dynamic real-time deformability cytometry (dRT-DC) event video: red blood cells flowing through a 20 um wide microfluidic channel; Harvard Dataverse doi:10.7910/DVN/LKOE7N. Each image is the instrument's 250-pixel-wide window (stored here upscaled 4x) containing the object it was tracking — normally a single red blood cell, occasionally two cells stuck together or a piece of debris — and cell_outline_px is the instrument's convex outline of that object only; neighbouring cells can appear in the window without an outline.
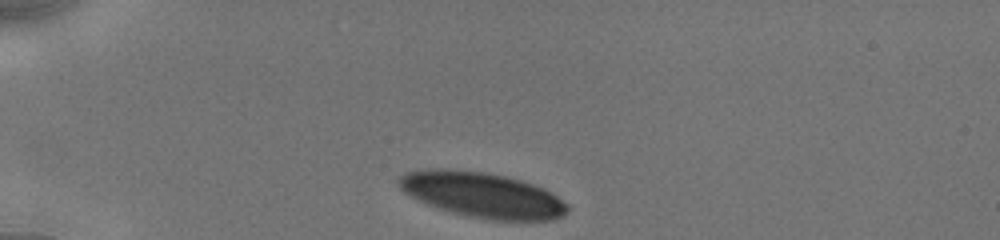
{"species": "human", "species_latin": "Homo sapiens", "temperature_condition": "cold", "stored_images_in_passage": 18, "camera_frame_rate_fps": 3000, "um_per_image_px": 0.085, "donor": {"sex": "male"}, "frame": {"image": 1, "passage_image": 1, "time_ms": 0.0, "image_size_px": [1000, 240], "cell_outline_px": [[568, 212], [552, 220], [488, 220], [468, 216], [436, 208], [404, 192], [400, 188], [396, 180], [400, 176], [408, 172], [432, 168], [440, 168], [484, 172], [504, 176], [520, 180], [544, 188], [568, 204]], "centroid_in_image_um": [40.99, 16.57], "position_along_channel_um": 44.0, "area_um2": 44.22}}
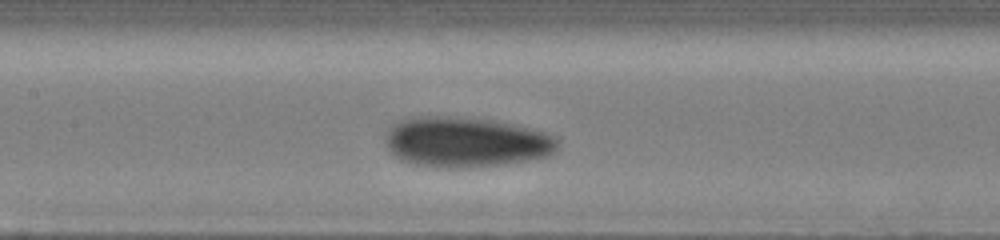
{"frame": {"image": 2, "passage_image": 12, "time_ms": 4.333, "image_size_px": [1000, 240], "cell_outline_px": [[560, 140], [556, 148], [548, 156], [508, 164], [448, 168], [436, 168], [412, 164], [400, 160], [388, 148], [384, 140], [388, 124], [400, 120], [416, 116], [460, 116], [496, 120], [532, 128], [556, 136]], "centroid_in_image_um": [39.56, 12.06], "position_along_channel_um": 167.8, "area_um2": 51.33}}
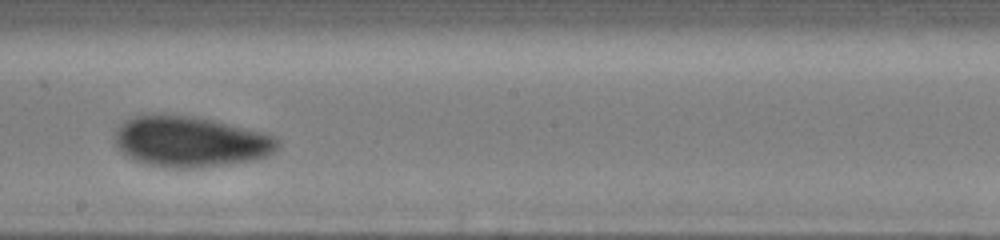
{"frame": {"image": 3, "passage_image": 16, "time_ms": 6.0, "image_size_px": [1000, 240], "cell_outline_px": [[280, 148], [268, 156], [256, 160], [200, 168], [172, 168], [148, 164], [136, 160], [128, 156], [116, 144], [116, 128], [124, 120], [132, 116], [148, 112], [160, 112], [196, 116], [264, 132], [280, 140]], "centroid_in_image_um": [16.2, 12.0], "position_along_channel_um": 232.0, "area_um2": 49.01}}